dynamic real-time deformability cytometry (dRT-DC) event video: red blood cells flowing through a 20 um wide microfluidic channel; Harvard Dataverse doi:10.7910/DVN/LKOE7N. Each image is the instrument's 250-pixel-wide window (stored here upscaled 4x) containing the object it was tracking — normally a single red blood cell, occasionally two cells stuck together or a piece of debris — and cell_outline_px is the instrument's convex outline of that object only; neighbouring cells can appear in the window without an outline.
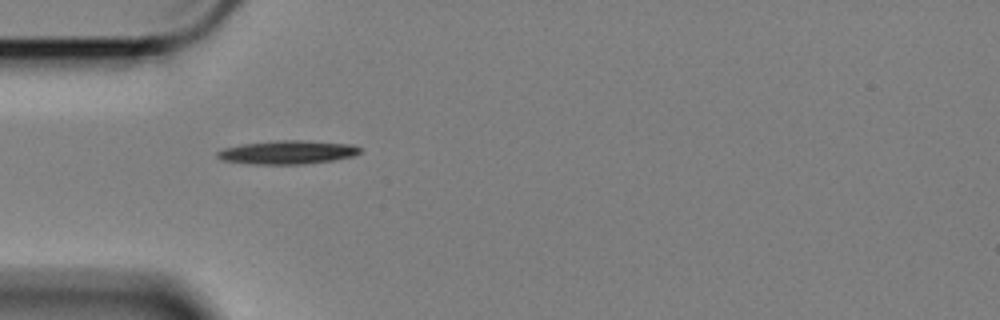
{"species": "Egyptian fruit bat (a non-hibernating species)", "species_latin": "Rousettus aegyptiacus", "temperature_condition": "cold", "stored_images_in_passage": 42, "camera_frame_rate_fps": 3000, "um_per_image_px": 0.085, "animal": {"sex": "female"}, "frame": {"image": 1, "passage_image": 1, "time_ms": 0.0, "image_size_px": [1000, 320], "cell_outline_px": [[360, 152], [352, 156], [332, 160], [304, 164], [248, 164], [224, 160], [216, 156], [216, 152], [224, 148], [244, 144], [276, 140], [308, 140], [352, 144], [360, 148]], "centroid_in_image_um": [24.43, 12.94], "position_along_channel_um": 60.6, "area_um2": 19.54}}
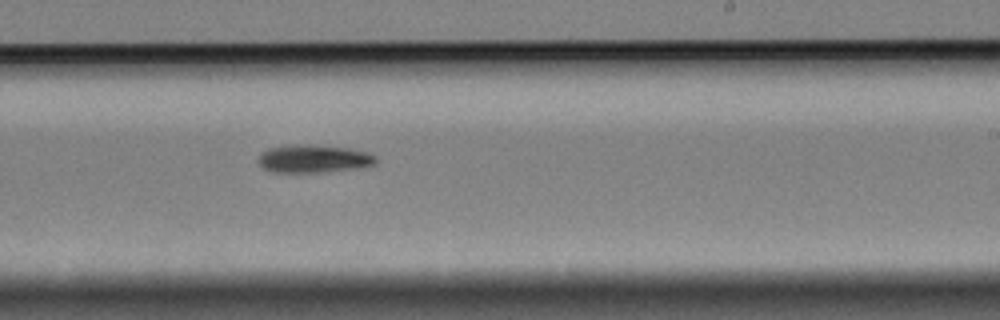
{"frame": {"image": 2, "passage_image": 19, "time_ms": 6.0, "image_size_px": [1000, 320], "cell_outline_px": [[376, 164], [352, 168], [316, 172], [272, 172], [264, 168], [256, 160], [260, 152], [268, 148], [292, 144], [304, 144], [348, 148], [364, 152], [376, 156]], "centroid_in_image_um": [26.56, 13.48], "position_along_channel_um": 262.4, "area_um2": 18.9}}
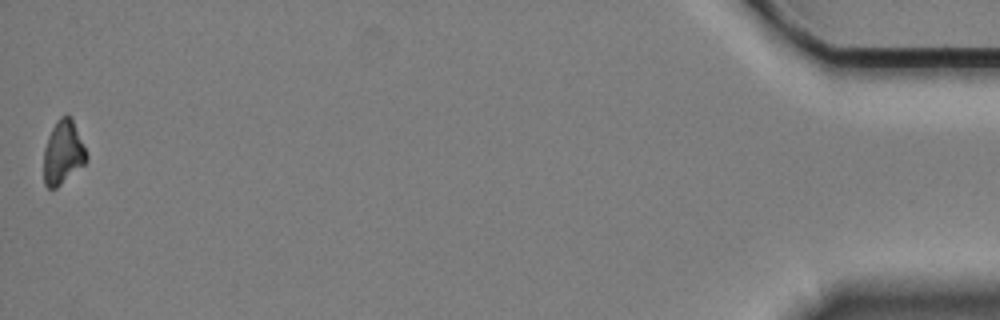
{"frame": {"image": 3, "passage_image": 42, "time_ms": 13.667, "image_size_px": [1000, 320], "cell_outline_px": [[88, 160], [84, 164], [56, 188], [48, 188], [44, 184], [44, 148], [48, 136], [56, 120], [60, 116], [68, 112], [72, 116], [88, 156]], "centroid_in_image_um": [5.36, 12.91], "position_along_channel_um": 429.8, "area_um2": 16.01}}